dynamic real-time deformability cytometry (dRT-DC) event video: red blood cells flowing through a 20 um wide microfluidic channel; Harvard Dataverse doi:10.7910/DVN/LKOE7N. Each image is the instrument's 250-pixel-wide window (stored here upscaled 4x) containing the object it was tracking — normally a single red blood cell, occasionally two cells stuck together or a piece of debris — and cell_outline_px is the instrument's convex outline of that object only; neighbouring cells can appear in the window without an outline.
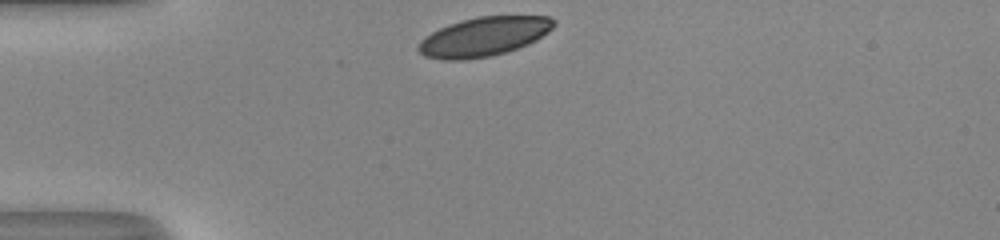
{"species": "human", "species_latin": "Homo sapiens", "temperature_condition": "room temperature", "stored_images_in_passage": 29, "camera_frame_rate_fps": 3000, "um_per_image_px": 0.085, "donor": {"sex": "male"}, "frame": {"image": 1, "passage_image": 1, "time_ms": 0.0, "image_size_px": [1000, 240], "cell_outline_px": [[556, 24], [548, 32], [536, 40], [528, 44], [504, 52], [488, 56], [460, 60], [444, 60], [424, 56], [416, 48], [420, 40], [424, 36], [448, 24], [460, 20], [476, 16], [548, 16], [556, 20]], "centroid_in_image_um": [41.1, 3.1], "position_along_channel_um": 43.9, "area_um2": 30.87}}
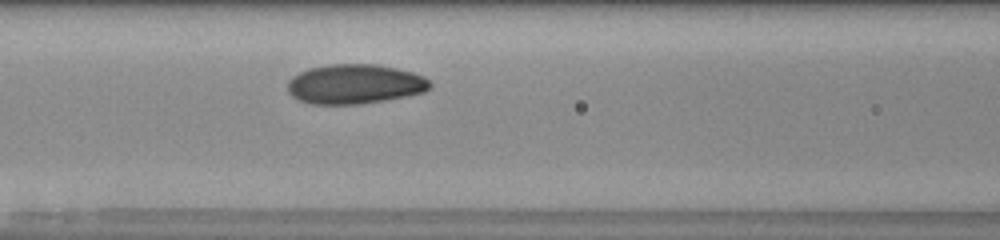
{"frame": {"image": 2, "passage_image": 10, "time_ms": 3.0, "image_size_px": [1000, 240], "cell_outline_px": [[432, 88], [424, 92], [408, 96], [360, 104], [312, 104], [296, 100], [288, 92], [288, 80], [292, 76], [308, 68], [328, 64], [376, 64], [396, 68], [412, 72], [424, 76], [432, 84]], "centroid_in_image_um": [30.15, 7.15], "position_along_channel_um": 136.4, "area_um2": 33.18}}
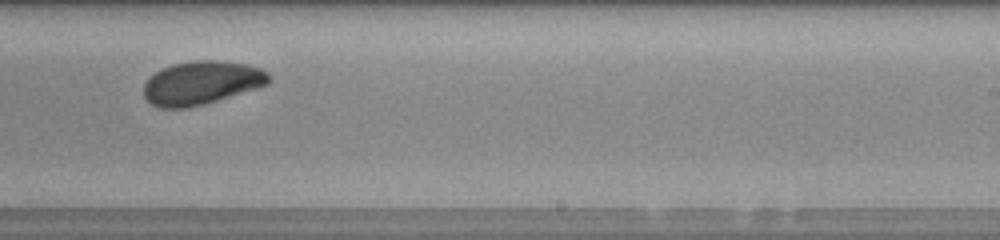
{"frame": {"image": 3, "passage_image": 20, "time_ms": 6.333, "image_size_px": [1000, 240], "cell_outline_px": [[272, 80], [268, 84], [256, 88], [204, 104], [188, 108], [160, 108], [152, 104], [144, 96], [144, 84], [160, 68], [172, 64], [192, 60], [216, 60], [248, 64], [260, 68], [268, 72], [272, 76]], "centroid_in_image_um": [17.15, 7.03], "position_along_channel_um": 271.8, "area_um2": 31.79}, "authors_computed_cell_mechanics": {"area_um2": 32.1946, "velocity_mm_per_s": 4.0767, "shape_relaxation_time_tau1_ms": 8.9759, "shape_relaxation_time_tau2_ms": 1.0623, "deformation_change_tau1": 0.1929, "deformation_change_tau2": 0.048}}